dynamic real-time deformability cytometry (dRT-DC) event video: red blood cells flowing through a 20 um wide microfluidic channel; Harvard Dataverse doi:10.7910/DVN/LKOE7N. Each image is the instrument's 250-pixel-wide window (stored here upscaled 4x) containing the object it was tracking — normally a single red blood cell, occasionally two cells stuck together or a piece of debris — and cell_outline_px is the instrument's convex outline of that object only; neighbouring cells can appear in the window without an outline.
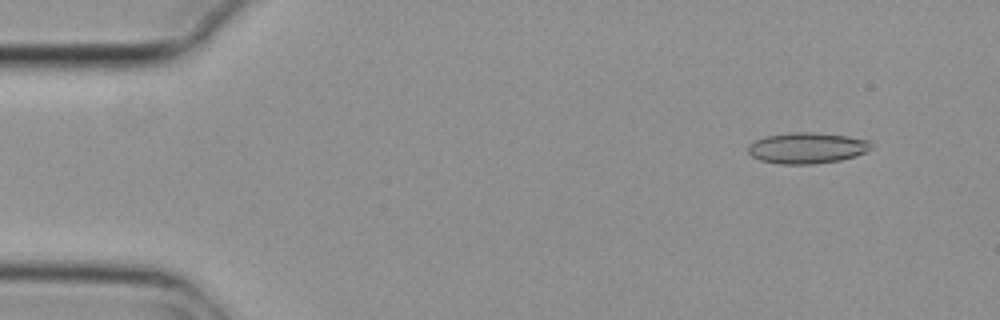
{"species": "common noctule bat (a hibernating species)", "species_latin": "Nyctalus noctula", "temperature_condition": "cold", "stored_images_in_passage": 5, "camera_frame_rate_fps": 3000, "um_per_image_px": 0.085, "animal": {"sex": "female", "body_mass_g": 29.2, "forearm_length_mm": 56.3}, "frame": {"image": 1, "passage_image": 2, "time_ms": 0.333, "image_size_px": [1000, 320], "cell_outline_px": [[872, 148], [856, 156], [840, 160], [812, 164], [780, 164], [760, 160], [752, 156], [748, 152], [748, 144], [764, 136], [792, 132], [812, 132], [848, 136], [868, 140]], "centroid_in_image_um": [68.57, 12.57], "position_along_channel_um": 16.4, "area_um2": 22.2}}
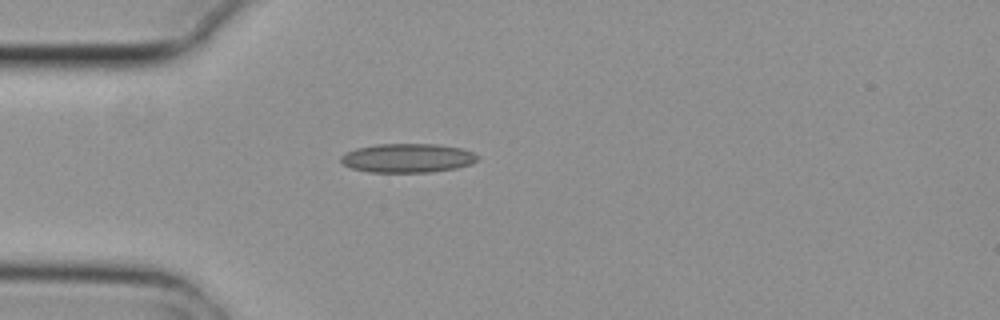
{"frame": {"image": 2, "passage_image": 5, "time_ms": 1.333, "image_size_px": [1000, 320], "cell_outline_px": [[480, 156], [472, 164], [456, 168], [432, 172], [368, 172], [352, 168], [344, 164], [340, 160], [340, 156], [356, 148], [376, 144], [436, 144], [460, 148], [472, 152]], "centroid_in_image_um": [34.65, 13.43], "position_along_channel_um": 50.3, "area_um2": 23.06}}